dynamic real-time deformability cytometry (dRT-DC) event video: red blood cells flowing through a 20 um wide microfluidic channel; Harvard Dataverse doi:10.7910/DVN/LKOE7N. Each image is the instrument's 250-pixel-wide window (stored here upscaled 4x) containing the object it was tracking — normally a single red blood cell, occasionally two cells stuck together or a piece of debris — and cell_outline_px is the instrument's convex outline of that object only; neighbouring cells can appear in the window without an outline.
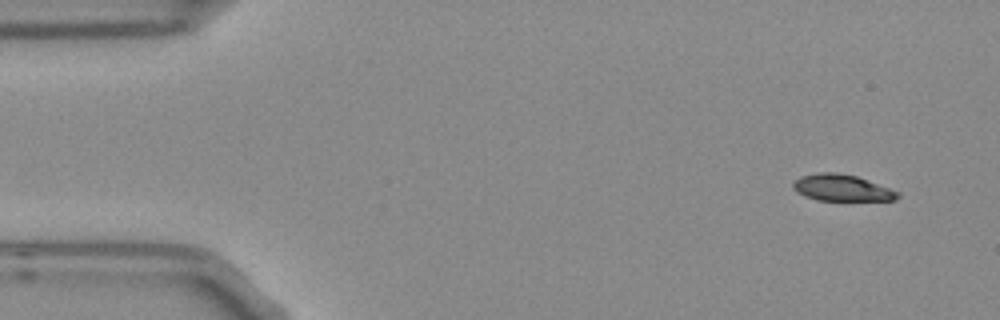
{"species": "Egyptian fruit bat (a non-hibernating species)", "species_latin": "Rousettus aegyptiacus", "temperature_condition": "room temperature", "stored_images_in_passage": 4, "camera_frame_rate_fps": 3000, "um_per_image_px": 0.085, "frame": {"image": 1, "passage_image": 1, "time_ms": 0.0, "image_size_px": [1000, 320], "cell_outline_px": [[900, 196], [896, 200], [816, 200], [804, 196], [796, 192], [792, 188], [792, 184], [800, 176], [816, 172], [836, 172], [856, 176], [900, 192]], "centroid_in_image_um": [71.52, 15.96], "position_along_channel_um": 13.5, "area_um2": 16.18}}
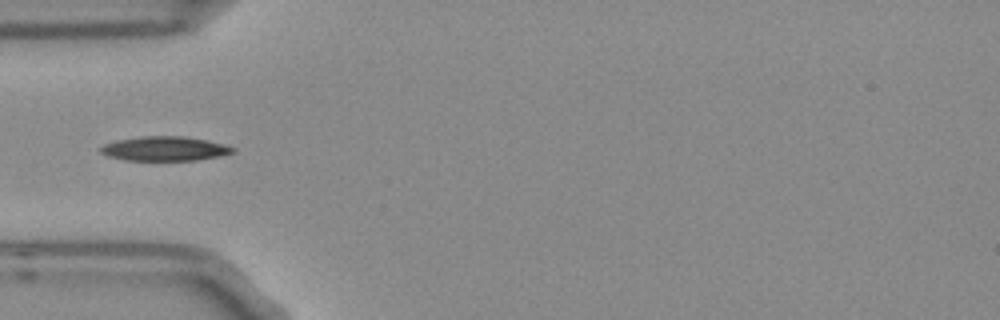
{"frame": {"image": 2, "passage_image": 4, "time_ms": 1.0, "image_size_px": [1000, 320], "cell_outline_px": [[236, 152], [196, 160], [124, 160], [108, 156], [100, 152], [100, 148], [104, 144], [116, 140], [140, 136], [184, 136], [208, 140], [224, 144], [236, 148]], "centroid_in_image_um": [14.0, 12.62], "position_along_channel_um": 71.0, "area_um2": 18.79}}